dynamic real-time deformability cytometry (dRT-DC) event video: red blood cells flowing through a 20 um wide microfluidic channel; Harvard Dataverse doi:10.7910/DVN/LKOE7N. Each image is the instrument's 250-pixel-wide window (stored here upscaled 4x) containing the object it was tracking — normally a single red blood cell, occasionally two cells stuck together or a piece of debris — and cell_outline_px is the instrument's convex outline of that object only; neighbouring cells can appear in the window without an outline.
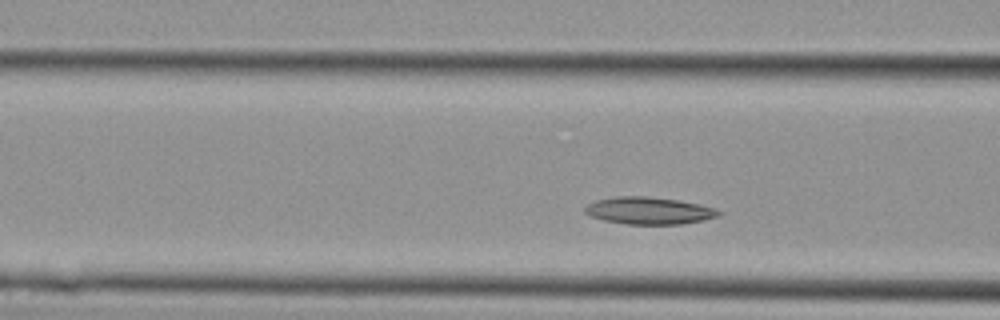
{"species": "Egyptian fruit bat (a non-hibernating species)", "species_latin": "Rousettus aegyptiacus", "temperature_condition": "cold", "stored_images_in_passage": 5, "camera_frame_rate_fps": 3000, "um_per_image_px": 0.085, "animal": {"sex": "female"}, "frame": {"image": 1, "passage_image": 5, "time_ms": 1.333, "image_size_px": [1000, 320], "cell_outline_px": [[724, 212], [720, 216], [704, 220], [680, 224], [628, 224], [604, 220], [588, 216], [584, 212], [584, 208], [588, 204], [596, 200], [616, 196], [648, 196], [676, 200], [716, 208]], "centroid_in_image_um": [55.16, 17.91], "position_along_channel_um": 111.4, "area_um2": 21.21}}